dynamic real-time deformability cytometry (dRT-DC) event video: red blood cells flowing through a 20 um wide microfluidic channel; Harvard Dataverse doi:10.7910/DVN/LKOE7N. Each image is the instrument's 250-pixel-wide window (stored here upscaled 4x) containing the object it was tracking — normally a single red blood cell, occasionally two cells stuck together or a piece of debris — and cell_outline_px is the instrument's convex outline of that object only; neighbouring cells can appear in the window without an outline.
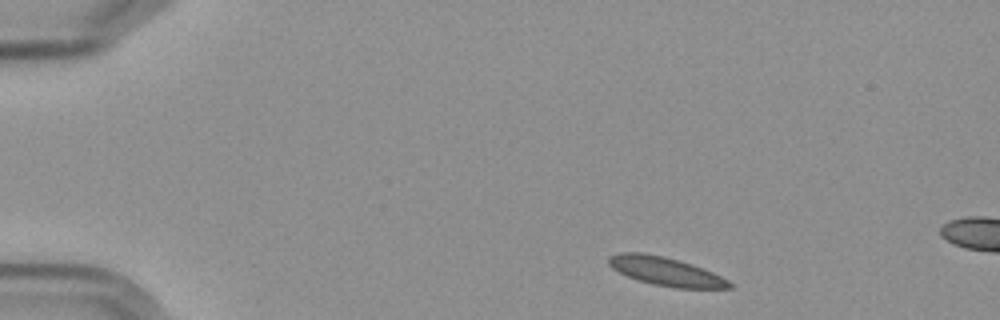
{"species": "Egyptian fruit bat (a non-hibernating species)", "species_latin": "Rousettus aegyptiacus", "temperature_condition": "cold", "stored_images_in_passage": 3, "camera_frame_rate_fps": 3000, "um_per_image_px": 0.085, "frame": {"image": 1, "passage_image": 1, "time_ms": 0.0, "image_size_px": [1000, 320], "cell_outline_px": [[732, 288], [676, 288], [652, 284], [628, 276], [612, 268], [608, 264], [608, 256], [620, 252], [644, 252], [664, 256], [680, 260], [704, 268], [728, 280], [732, 284]], "centroid_in_image_um": [56.57, 23.05], "position_along_channel_um": 28.4, "area_um2": 20.11}}